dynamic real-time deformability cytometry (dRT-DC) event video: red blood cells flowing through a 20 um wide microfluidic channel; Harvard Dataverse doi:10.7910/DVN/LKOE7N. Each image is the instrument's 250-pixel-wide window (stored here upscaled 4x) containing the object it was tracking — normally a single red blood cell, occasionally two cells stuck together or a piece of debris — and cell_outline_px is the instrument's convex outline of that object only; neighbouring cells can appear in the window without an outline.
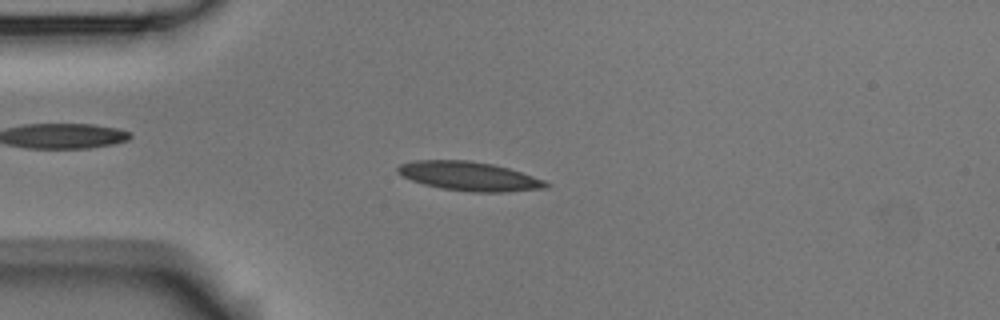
{"species": "Egyptian fruit bat (a non-hibernating species)", "species_latin": "Rousettus aegyptiacus", "temperature_condition": "room temperature", "stored_images_in_passage": 55, "camera_frame_rate_fps": 3000, "um_per_image_px": 0.085, "animal": {"sex": "male"}, "frame": {"image": 1, "passage_image": 13, "time_ms": 4.0, "image_size_px": [1000, 320], "cell_outline_px": [[548, 188], [504, 192], [468, 192], [440, 188], [424, 184], [412, 180], [396, 172], [396, 168], [400, 164], [412, 160], [468, 160], [492, 164], [508, 168], [544, 180], [548, 184]], "centroid_in_image_um": [39.85, 14.98], "position_along_channel_um": 45.2, "area_um2": 25.03}}
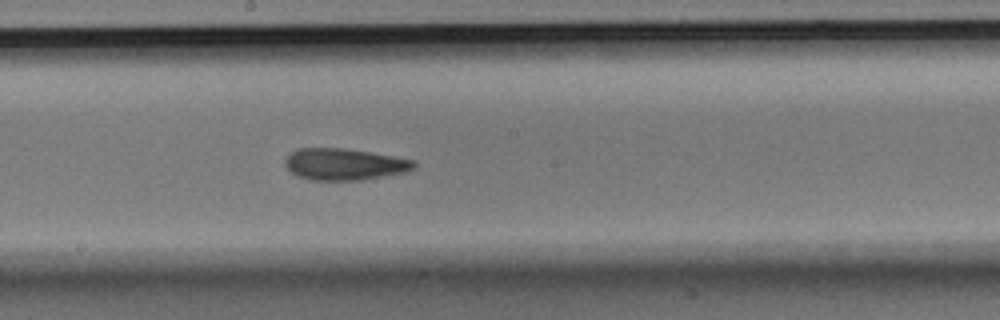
{"frame": {"image": 2, "passage_image": 29, "time_ms": 9.333, "image_size_px": [1000, 320], "cell_outline_px": [[416, 168], [404, 172], [360, 180], [312, 180], [300, 176], [292, 172], [284, 164], [284, 160], [288, 152], [296, 148], [344, 148], [416, 160]], "centroid_in_image_um": [29.24, 13.95], "position_along_channel_um": 219.0, "area_um2": 23.7}}
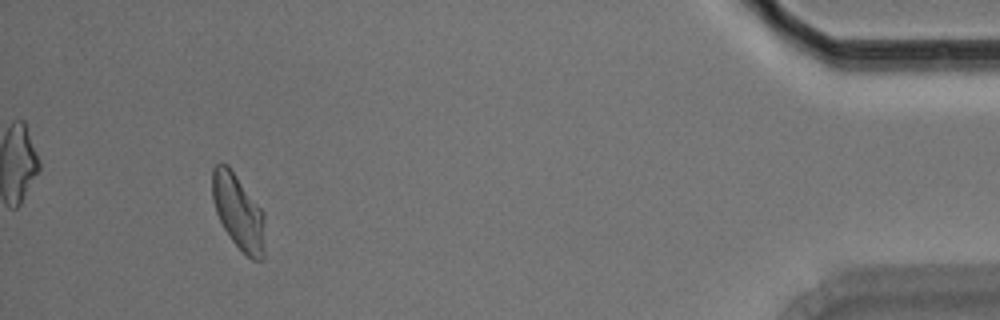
{"frame": {"image": 3, "passage_image": 51, "time_ms": 16.667, "image_size_px": [1000, 320], "cell_outline_px": [[264, 260], [252, 260], [232, 240], [224, 228], [216, 212], [212, 200], [212, 168], [216, 164], [228, 164], [264, 212]], "centroid_in_image_um": [20.26, 18.0], "position_along_channel_um": 414.9, "area_um2": 22.95}, "authors_computed_cell_mechanics": {"area_um2": 23.4668, "velocity_mm_per_s": 3.5807, "shape_relaxation_time_tau1_ms": null, "shape_relaxation_time_tau2_ms": 3.5349, "deformation_change_tau1": null, "deformation_change_tau2": 0.1008}}